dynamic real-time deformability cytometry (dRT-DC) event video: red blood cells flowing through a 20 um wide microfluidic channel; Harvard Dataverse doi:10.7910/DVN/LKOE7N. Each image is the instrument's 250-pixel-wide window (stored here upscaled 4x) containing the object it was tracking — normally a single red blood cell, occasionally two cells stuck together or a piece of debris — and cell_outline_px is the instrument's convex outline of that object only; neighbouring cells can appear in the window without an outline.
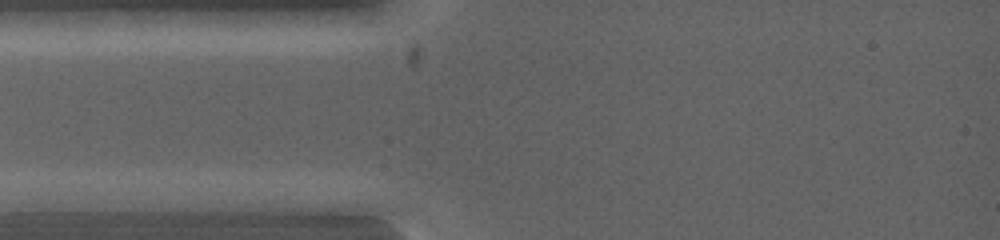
{"species": "common noctule bat (a hibernating species)", "species_latin": "Nyctalus noctula", "temperature_condition": "warm", "stored_images_in_passage": 4, "camera_frame_rate_fps": 5000, "um_per_image_px": 0.085, "animal": {"sex": "female", "body_mass_g": 19.0, "forearm_length_mm": 53.3}, "frame": {"image": 1, "passage_image": 3, "time_ms": 0.6, "image_size_px": [1000, 240], "cell_outline_px": [[144, 200], [128, 212], [16, 212], [16, 200], [64, 192]], "centroid_in_image_um": [6.44, 17.31], "position_along_channel_um": 78.6, "area_um2": 14.1}}